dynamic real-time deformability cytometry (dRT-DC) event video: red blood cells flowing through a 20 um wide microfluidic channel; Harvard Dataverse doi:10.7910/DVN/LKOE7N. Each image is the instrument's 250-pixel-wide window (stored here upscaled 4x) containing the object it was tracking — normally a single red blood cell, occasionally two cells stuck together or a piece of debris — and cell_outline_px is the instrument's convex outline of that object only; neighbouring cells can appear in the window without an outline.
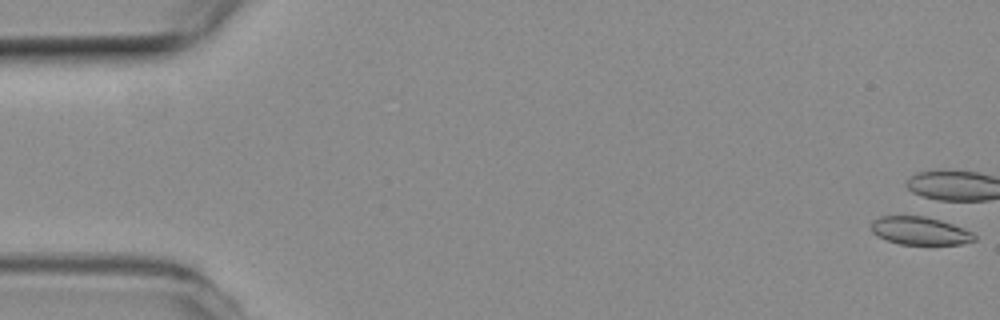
{"species": "common noctule bat (a hibernating species)", "species_latin": "Nyctalus noctula", "temperature_condition": "room temperature", "stored_images_in_passage": 56, "camera_frame_rate_fps": 3000, "um_per_image_px": 0.085, "animal": {"sex": "female", "body_mass_g": 19.3, "forearm_length_mm": 54.1}, "frame": {"image": 1, "passage_image": 1, "time_ms": 0.0, "image_size_px": [1000, 320], "cell_outline_px": [[976, 240], [960, 244], [900, 244], [876, 236], [872, 232], [872, 220], [880, 216], [924, 216], [940, 220], [952, 224], [972, 232], [976, 236]], "centroid_in_image_um": [78.18, 19.61], "position_along_channel_um": 6.8, "area_um2": 16.7}, "authors_computed_cell_mechanics": {"area_um2": 17.7446, "velocity_mm_per_s": 3.7789, "shape_relaxation_time_tau1_ms": null, "shape_relaxation_time_tau2_ms": 1.8639, "deformation_change_tau1": null, "deformation_change_tau2": 0.071}}